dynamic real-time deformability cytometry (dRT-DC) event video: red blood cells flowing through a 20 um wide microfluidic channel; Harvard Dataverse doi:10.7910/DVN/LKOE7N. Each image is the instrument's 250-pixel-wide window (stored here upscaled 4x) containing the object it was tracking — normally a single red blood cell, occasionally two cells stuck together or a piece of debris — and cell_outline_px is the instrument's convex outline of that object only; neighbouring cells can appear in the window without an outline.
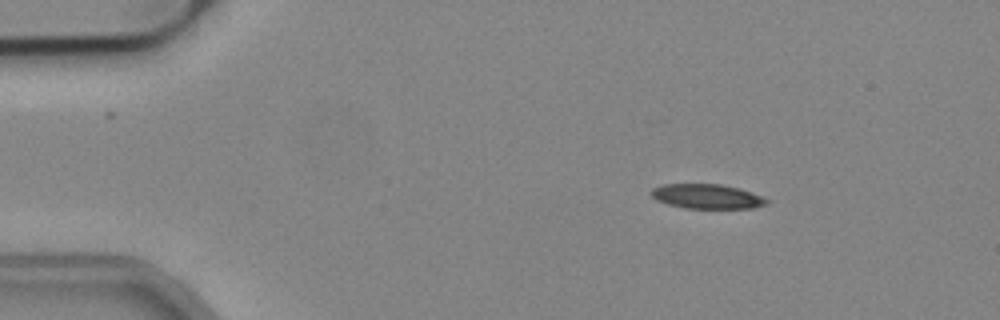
{"species": "common noctule bat (a hibernating species)", "species_latin": "Nyctalus noctula", "temperature_condition": "cold", "stored_images_in_passage": 46, "camera_frame_rate_fps": 3000, "um_per_image_px": 0.085, "animal": {"sex": "male", "body_mass_g": 19.2, "forearm_length_mm": 51.8}, "frame": {"image": 1, "passage_image": 1, "time_ms": 0.0, "image_size_px": [1000, 320], "cell_outline_px": [[768, 204], [752, 208], [684, 208], [668, 204], [656, 200], [648, 192], [652, 188], [660, 184], [720, 184], [740, 188], [764, 196], [768, 200]], "centroid_in_image_um": [60.08, 16.69], "position_along_channel_um": 24.9, "area_um2": 16.76}}
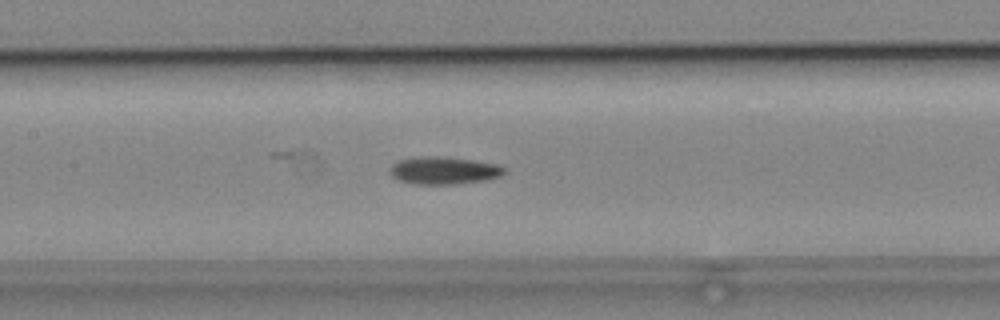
{"frame": {"image": 2, "passage_image": 18, "time_ms": 5.667, "image_size_px": [1000, 320], "cell_outline_px": [[508, 168], [500, 176], [484, 180], [452, 184], [416, 184], [400, 180], [392, 176], [392, 164], [400, 160], [420, 156], [436, 156], [472, 160], [496, 164]], "centroid_in_image_um": [37.75, 14.49], "position_along_channel_um": 169.6, "area_um2": 17.98}}
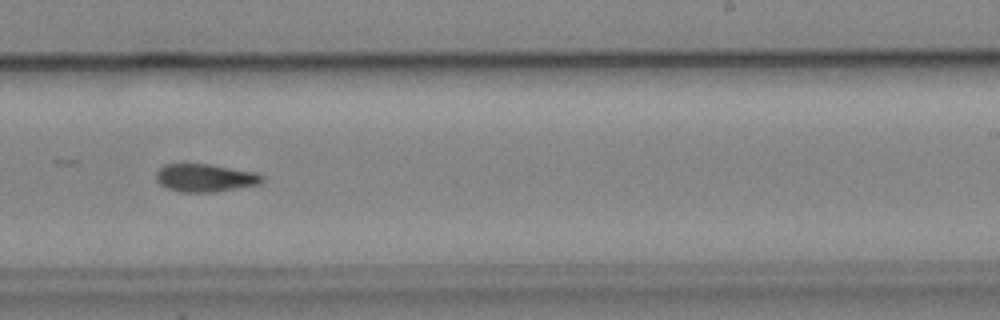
{"frame": {"image": 3, "passage_image": 26, "time_ms": 8.333, "image_size_px": [1000, 320], "cell_outline_px": [[264, 180], [260, 184], [216, 192], [176, 192], [160, 184], [156, 180], [156, 172], [164, 164], [208, 164], [256, 172], [264, 176]], "centroid_in_image_um": [17.44, 15.12], "position_along_channel_um": 271.6, "area_um2": 17.34}, "authors_computed_cell_mechanics": {"area_um2": 17.4845, "velocity_mm_per_s": 3.851, "shape_relaxation_time_tau1_ms": null, "shape_relaxation_time_tau2_ms": 7.2987, "deformation_change_tau1": null, "deformation_change_tau2": 0.1568}}